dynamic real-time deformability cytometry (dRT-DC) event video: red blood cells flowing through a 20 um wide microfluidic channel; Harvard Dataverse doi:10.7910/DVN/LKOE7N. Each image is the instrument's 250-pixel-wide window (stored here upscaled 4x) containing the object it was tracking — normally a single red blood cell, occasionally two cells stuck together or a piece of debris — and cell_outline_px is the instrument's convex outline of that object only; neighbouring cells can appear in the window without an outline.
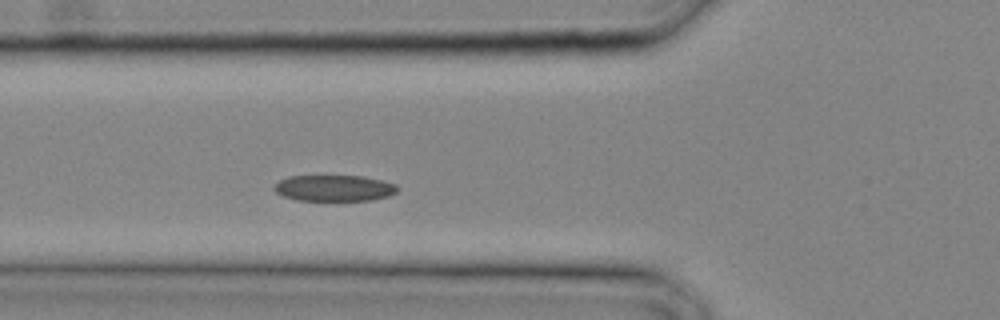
{"species": "common noctule bat (a hibernating species)", "species_latin": "Nyctalus noctula", "temperature_condition": "cold", "stored_images_in_passage": 24, "camera_frame_rate_fps": 3000, "um_per_image_px": 0.085, "animal": {"sex": "male", "body_mass_g": 20.4}, "frame": {"image": 1, "passage_image": 4, "time_ms": 1.0, "image_size_px": [1000, 320], "cell_outline_px": [[396, 192], [388, 196], [372, 200], [296, 200], [284, 196], [276, 192], [272, 188], [280, 180], [288, 176], [364, 176], [396, 184]], "centroid_in_image_um": [28.38, 15.98], "position_along_channel_um": 97.4, "area_um2": 18.61}}